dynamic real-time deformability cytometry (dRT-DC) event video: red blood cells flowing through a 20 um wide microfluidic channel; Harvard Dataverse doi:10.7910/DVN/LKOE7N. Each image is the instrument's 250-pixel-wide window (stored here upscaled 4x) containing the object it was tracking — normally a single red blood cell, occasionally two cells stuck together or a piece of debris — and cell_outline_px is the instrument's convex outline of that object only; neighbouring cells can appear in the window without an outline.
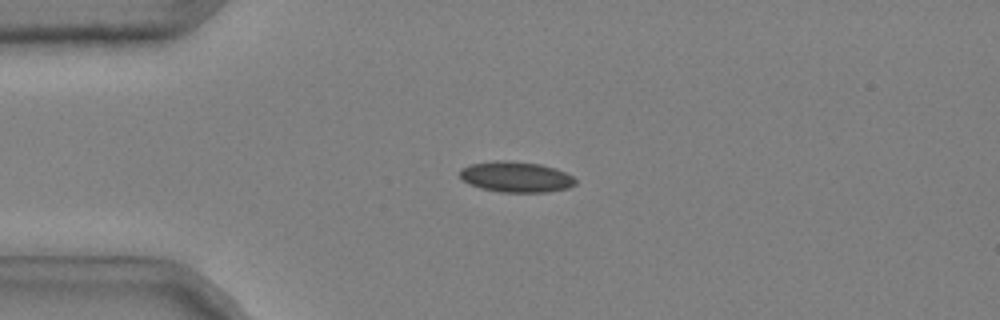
{"species": "common noctule bat (a hibernating species)", "species_latin": "Nyctalus noctula", "temperature_condition": "cold", "stored_images_in_passage": 43, "camera_frame_rate_fps": 3000, "um_per_image_px": 0.085, "animal": {"sex": "male", "body_mass_g": 20.4}, "frame": {"image": 1, "passage_image": 4, "time_ms": 1.0, "image_size_px": [1000, 320], "cell_outline_px": [[576, 184], [568, 188], [548, 192], [500, 192], [480, 188], [468, 184], [460, 176], [460, 168], [472, 164], [492, 160], [508, 160], [540, 164], [556, 168], [572, 176], [576, 180]], "centroid_in_image_um": [43.85, 15.03], "position_along_channel_um": 41.1, "area_um2": 20.81}}
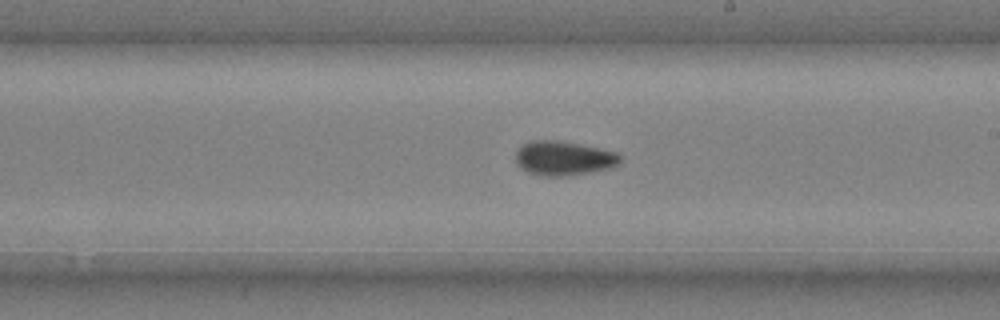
{"frame": {"image": 2, "passage_image": 22, "time_ms": 7.0, "image_size_px": [1000, 320], "cell_outline_px": [[624, 156], [620, 164], [612, 168], [564, 176], [544, 176], [528, 172], [520, 168], [516, 164], [516, 152], [520, 144], [528, 140], [556, 140], [616, 152]], "centroid_in_image_um": [47.89, 13.45], "position_along_channel_um": 241.1, "area_um2": 21.04}}
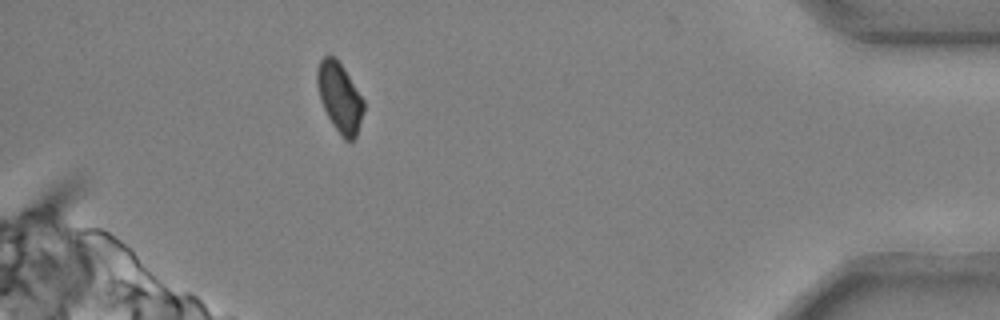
{"frame": {"image": 3, "passage_image": 39, "time_ms": 12.667, "image_size_px": [1000, 320], "cell_outline_px": [[364, 112], [356, 136], [352, 140], [344, 140], [332, 124], [320, 100], [316, 84], [316, 72], [320, 60], [324, 56], [332, 56], [340, 64], [364, 100]], "centroid_in_image_um": [28.86, 8.31], "position_along_channel_um": 406.3, "area_um2": 18.55}, "authors_computed_cell_mechanics": {"area_um2": 20.1144, "velocity_mm_per_s": 3.7127, "shape_relaxation_time_tau1_ms": 4.8655, "shape_relaxation_time_tau2_ms": 3.2235, "deformation_change_tau1": 0.1102, "deformation_change_tau2": 0.0499}}